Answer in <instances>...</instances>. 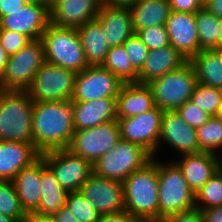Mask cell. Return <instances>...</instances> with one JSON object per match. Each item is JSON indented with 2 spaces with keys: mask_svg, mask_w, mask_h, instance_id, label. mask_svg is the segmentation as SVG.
Returning a JSON list of instances; mask_svg holds the SVG:
<instances>
[{
  "mask_svg": "<svg viewBox=\"0 0 222 222\" xmlns=\"http://www.w3.org/2000/svg\"><path fill=\"white\" fill-rule=\"evenodd\" d=\"M123 185L125 211L138 222H159L157 157L130 174Z\"/></svg>",
  "mask_w": 222,
  "mask_h": 222,
  "instance_id": "cell-2",
  "label": "cell"
},
{
  "mask_svg": "<svg viewBox=\"0 0 222 222\" xmlns=\"http://www.w3.org/2000/svg\"><path fill=\"white\" fill-rule=\"evenodd\" d=\"M41 41L45 62L76 73L89 66L76 28L60 27L49 23L42 34Z\"/></svg>",
  "mask_w": 222,
  "mask_h": 222,
  "instance_id": "cell-4",
  "label": "cell"
},
{
  "mask_svg": "<svg viewBox=\"0 0 222 222\" xmlns=\"http://www.w3.org/2000/svg\"><path fill=\"white\" fill-rule=\"evenodd\" d=\"M164 111L155 106L153 109L130 118H117L120 139L132 142L155 157Z\"/></svg>",
  "mask_w": 222,
  "mask_h": 222,
  "instance_id": "cell-12",
  "label": "cell"
},
{
  "mask_svg": "<svg viewBox=\"0 0 222 222\" xmlns=\"http://www.w3.org/2000/svg\"><path fill=\"white\" fill-rule=\"evenodd\" d=\"M53 216L56 222H79L66 206L61 207Z\"/></svg>",
  "mask_w": 222,
  "mask_h": 222,
  "instance_id": "cell-46",
  "label": "cell"
},
{
  "mask_svg": "<svg viewBox=\"0 0 222 222\" xmlns=\"http://www.w3.org/2000/svg\"><path fill=\"white\" fill-rule=\"evenodd\" d=\"M215 116L222 122V104L219 107L218 112Z\"/></svg>",
  "mask_w": 222,
  "mask_h": 222,
  "instance_id": "cell-55",
  "label": "cell"
},
{
  "mask_svg": "<svg viewBox=\"0 0 222 222\" xmlns=\"http://www.w3.org/2000/svg\"><path fill=\"white\" fill-rule=\"evenodd\" d=\"M97 222H138L135 218L129 215L125 210L109 213V214H100Z\"/></svg>",
  "mask_w": 222,
  "mask_h": 222,
  "instance_id": "cell-43",
  "label": "cell"
},
{
  "mask_svg": "<svg viewBox=\"0 0 222 222\" xmlns=\"http://www.w3.org/2000/svg\"><path fill=\"white\" fill-rule=\"evenodd\" d=\"M33 107L27 91L0 90V141L33 144Z\"/></svg>",
  "mask_w": 222,
  "mask_h": 222,
  "instance_id": "cell-3",
  "label": "cell"
},
{
  "mask_svg": "<svg viewBox=\"0 0 222 222\" xmlns=\"http://www.w3.org/2000/svg\"><path fill=\"white\" fill-rule=\"evenodd\" d=\"M0 213L16 222H24L27 216L21 206L13 181H0Z\"/></svg>",
  "mask_w": 222,
  "mask_h": 222,
  "instance_id": "cell-32",
  "label": "cell"
},
{
  "mask_svg": "<svg viewBox=\"0 0 222 222\" xmlns=\"http://www.w3.org/2000/svg\"><path fill=\"white\" fill-rule=\"evenodd\" d=\"M49 23L50 10L48 5L26 4L20 10L3 16L0 29L24 34L33 41L41 39Z\"/></svg>",
  "mask_w": 222,
  "mask_h": 222,
  "instance_id": "cell-16",
  "label": "cell"
},
{
  "mask_svg": "<svg viewBox=\"0 0 222 222\" xmlns=\"http://www.w3.org/2000/svg\"><path fill=\"white\" fill-rule=\"evenodd\" d=\"M136 0H101L102 4L108 6L130 7Z\"/></svg>",
  "mask_w": 222,
  "mask_h": 222,
  "instance_id": "cell-49",
  "label": "cell"
},
{
  "mask_svg": "<svg viewBox=\"0 0 222 222\" xmlns=\"http://www.w3.org/2000/svg\"><path fill=\"white\" fill-rule=\"evenodd\" d=\"M190 100L209 115L215 116L222 104V90L198 83Z\"/></svg>",
  "mask_w": 222,
  "mask_h": 222,
  "instance_id": "cell-35",
  "label": "cell"
},
{
  "mask_svg": "<svg viewBox=\"0 0 222 222\" xmlns=\"http://www.w3.org/2000/svg\"><path fill=\"white\" fill-rule=\"evenodd\" d=\"M203 222H222V206L201 210Z\"/></svg>",
  "mask_w": 222,
  "mask_h": 222,
  "instance_id": "cell-45",
  "label": "cell"
},
{
  "mask_svg": "<svg viewBox=\"0 0 222 222\" xmlns=\"http://www.w3.org/2000/svg\"><path fill=\"white\" fill-rule=\"evenodd\" d=\"M101 66L109 69L124 83H138V72L131 65L123 45L109 47Z\"/></svg>",
  "mask_w": 222,
  "mask_h": 222,
  "instance_id": "cell-31",
  "label": "cell"
},
{
  "mask_svg": "<svg viewBox=\"0 0 222 222\" xmlns=\"http://www.w3.org/2000/svg\"><path fill=\"white\" fill-rule=\"evenodd\" d=\"M189 62L198 83L222 90L221 49L200 50Z\"/></svg>",
  "mask_w": 222,
  "mask_h": 222,
  "instance_id": "cell-28",
  "label": "cell"
},
{
  "mask_svg": "<svg viewBox=\"0 0 222 222\" xmlns=\"http://www.w3.org/2000/svg\"><path fill=\"white\" fill-rule=\"evenodd\" d=\"M196 130L201 151L220 153L218 150H222V122L216 116H211L206 124Z\"/></svg>",
  "mask_w": 222,
  "mask_h": 222,
  "instance_id": "cell-33",
  "label": "cell"
},
{
  "mask_svg": "<svg viewBox=\"0 0 222 222\" xmlns=\"http://www.w3.org/2000/svg\"><path fill=\"white\" fill-rule=\"evenodd\" d=\"M136 34L149 51L170 45L166 25L151 26Z\"/></svg>",
  "mask_w": 222,
  "mask_h": 222,
  "instance_id": "cell-37",
  "label": "cell"
},
{
  "mask_svg": "<svg viewBox=\"0 0 222 222\" xmlns=\"http://www.w3.org/2000/svg\"><path fill=\"white\" fill-rule=\"evenodd\" d=\"M44 62V48L41 39L30 41L25 47L9 57L0 77L1 90L27 91L36 72Z\"/></svg>",
  "mask_w": 222,
  "mask_h": 222,
  "instance_id": "cell-7",
  "label": "cell"
},
{
  "mask_svg": "<svg viewBox=\"0 0 222 222\" xmlns=\"http://www.w3.org/2000/svg\"><path fill=\"white\" fill-rule=\"evenodd\" d=\"M101 0H63L50 10V23L60 27L78 28L96 19Z\"/></svg>",
  "mask_w": 222,
  "mask_h": 222,
  "instance_id": "cell-19",
  "label": "cell"
},
{
  "mask_svg": "<svg viewBox=\"0 0 222 222\" xmlns=\"http://www.w3.org/2000/svg\"><path fill=\"white\" fill-rule=\"evenodd\" d=\"M31 40L24 34L0 29V45L5 49L9 56L14 55L25 47Z\"/></svg>",
  "mask_w": 222,
  "mask_h": 222,
  "instance_id": "cell-40",
  "label": "cell"
},
{
  "mask_svg": "<svg viewBox=\"0 0 222 222\" xmlns=\"http://www.w3.org/2000/svg\"><path fill=\"white\" fill-rule=\"evenodd\" d=\"M24 222H56L53 215H41L36 212L27 213Z\"/></svg>",
  "mask_w": 222,
  "mask_h": 222,
  "instance_id": "cell-47",
  "label": "cell"
},
{
  "mask_svg": "<svg viewBox=\"0 0 222 222\" xmlns=\"http://www.w3.org/2000/svg\"><path fill=\"white\" fill-rule=\"evenodd\" d=\"M151 159L152 156L141 146L120 139L93 164V168L98 176L123 182Z\"/></svg>",
  "mask_w": 222,
  "mask_h": 222,
  "instance_id": "cell-8",
  "label": "cell"
},
{
  "mask_svg": "<svg viewBox=\"0 0 222 222\" xmlns=\"http://www.w3.org/2000/svg\"><path fill=\"white\" fill-rule=\"evenodd\" d=\"M196 27L201 50L220 49L221 19L204 6L195 13Z\"/></svg>",
  "mask_w": 222,
  "mask_h": 222,
  "instance_id": "cell-30",
  "label": "cell"
},
{
  "mask_svg": "<svg viewBox=\"0 0 222 222\" xmlns=\"http://www.w3.org/2000/svg\"><path fill=\"white\" fill-rule=\"evenodd\" d=\"M171 11L196 13L204 4L201 0H168Z\"/></svg>",
  "mask_w": 222,
  "mask_h": 222,
  "instance_id": "cell-42",
  "label": "cell"
},
{
  "mask_svg": "<svg viewBox=\"0 0 222 222\" xmlns=\"http://www.w3.org/2000/svg\"><path fill=\"white\" fill-rule=\"evenodd\" d=\"M0 222H16V221L14 219H12L8 216L2 215L0 213Z\"/></svg>",
  "mask_w": 222,
  "mask_h": 222,
  "instance_id": "cell-53",
  "label": "cell"
},
{
  "mask_svg": "<svg viewBox=\"0 0 222 222\" xmlns=\"http://www.w3.org/2000/svg\"><path fill=\"white\" fill-rule=\"evenodd\" d=\"M63 0H47L48 9L51 10L56 4Z\"/></svg>",
  "mask_w": 222,
  "mask_h": 222,
  "instance_id": "cell-52",
  "label": "cell"
},
{
  "mask_svg": "<svg viewBox=\"0 0 222 222\" xmlns=\"http://www.w3.org/2000/svg\"><path fill=\"white\" fill-rule=\"evenodd\" d=\"M164 142L181 156L201 152L196 128L189 126L176 110L164 111L162 115L157 151Z\"/></svg>",
  "mask_w": 222,
  "mask_h": 222,
  "instance_id": "cell-15",
  "label": "cell"
},
{
  "mask_svg": "<svg viewBox=\"0 0 222 222\" xmlns=\"http://www.w3.org/2000/svg\"><path fill=\"white\" fill-rule=\"evenodd\" d=\"M119 140V125L117 120H113L92 128L75 130L67 149L94 164L114 148Z\"/></svg>",
  "mask_w": 222,
  "mask_h": 222,
  "instance_id": "cell-10",
  "label": "cell"
},
{
  "mask_svg": "<svg viewBox=\"0 0 222 222\" xmlns=\"http://www.w3.org/2000/svg\"><path fill=\"white\" fill-rule=\"evenodd\" d=\"M212 14L222 19V0H209L204 4Z\"/></svg>",
  "mask_w": 222,
  "mask_h": 222,
  "instance_id": "cell-48",
  "label": "cell"
},
{
  "mask_svg": "<svg viewBox=\"0 0 222 222\" xmlns=\"http://www.w3.org/2000/svg\"><path fill=\"white\" fill-rule=\"evenodd\" d=\"M181 158L175 163L195 194L218 171V154L201 151L183 154Z\"/></svg>",
  "mask_w": 222,
  "mask_h": 222,
  "instance_id": "cell-23",
  "label": "cell"
},
{
  "mask_svg": "<svg viewBox=\"0 0 222 222\" xmlns=\"http://www.w3.org/2000/svg\"><path fill=\"white\" fill-rule=\"evenodd\" d=\"M96 19L100 22L109 47L123 45L135 34L129 7L101 4Z\"/></svg>",
  "mask_w": 222,
  "mask_h": 222,
  "instance_id": "cell-18",
  "label": "cell"
},
{
  "mask_svg": "<svg viewBox=\"0 0 222 222\" xmlns=\"http://www.w3.org/2000/svg\"><path fill=\"white\" fill-rule=\"evenodd\" d=\"M81 40L84 55L89 66L102 65L109 46L104 30L97 19L87 21L76 28Z\"/></svg>",
  "mask_w": 222,
  "mask_h": 222,
  "instance_id": "cell-26",
  "label": "cell"
},
{
  "mask_svg": "<svg viewBox=\"0 0 222 222\" xmlns=\"http://www.w3.org/2000/svg\"><path fill=\"white\" fill-rule=\"evenodd\" d=\"M65 206L79 222H97L100 216L80 191L68 192Z\"/></svg>",
  "mask_w": 222,
  "mask_h": 222,
  "instance_id": "cell-36",
  "label": "cell"
},
{
  "mask_svg": "<svg viewBox=\"0 0 222 222\" xmlns=\"http://www.w3.org/2000/svg\"><path fill=\"white\" fill-rule=\"evenodd\" d=\"M40 155L31 143L0 141V181H12Z\"/></svg>",
  "mask_w": 222,
  "mask_h": 222,
  "instance_id": "cell-21",
  "label": "cell"
},
{
  "mask_svg": "<svg viewBox=\"0 0 222 222\" xmlns=\"http://www.w3.org/2000/svg\"><path fill=\"white\" fill-rule=\"evenodd\" d=\"M222 155V153H220ZM218 170L222 173V156L220 157L218 154Z\"/></svg>",
  "mask_w": 222,
  "mask_h": 222,
  "instance_id": "cell-54",
  "label": "cell"
},
{
  "mask_svg": "<svg viewBox=\"0 0 222 222\" xmlns=\"http://www.w3.org/2000/svg\"><path fill=\"white\" fill-rule=\"evenodd\" d=\"M27 4L47 5V0H25Z\"/></svg>",
  "mask_w": 222,
  "mask_h": 222,
  "instance_id": "cell-51",
  "label": "cell"
},
{
  "mask_svg": "<svg viewBox=\"0 0 222 222\" xmlns=\"http://www.w3.org/2000/svg\"><path fill=\"white\" fill-rule=\"evenodd\" d=\"M188 60L173 46H164L148 52L141 70L138 72V83L148 84L152 80L176 70Z\"/></svg>",
  "mask_w": 222,
  "mask_h": 222,
  "instance_id": "cell-25",
  "label": "cell"
},
{
  "mask_svg": "<svg viewBox=\"0 0 222 222\" xmlns=\"http://www.w3.org/2000/svg\"><path fill=\"white\" fill-rule=\"evenodd\" d=\"M73 126L75 130L92 128L108 121L117 120L116 97L100 98L92 101H71Z\"/></svg>",
  "mask_w": 222,
  "mask_h": 222,
  "instance_id": "cell-20",
  "label": "cell"
},
{
  "mask_svg": "<svg viewBox=\"0 0 222 222\" xmlns=\"http://www.w3.org/2000/svg\"><path fill=\"white\" fill-rule=\"evenodd\" d=\"M160 222H203V215L199 208L181 211L163 218Z\"/></svg>",
  "mask_w": 222,
  "mask_h": 222,
  "instance_id": "cell-41",
  "label": "cell"
},
{
  "mask_svg": "<svg viewBox=\"0 0 222 222\" xmlns=\"http://www.w3.org/2000/svg\"><path fill=\"white\" fill-rule=\"evenodd\" d=\"M40 156L67 192L80 191L81 186L94 173L91 162L67 148L45 152Z\"/></svg>",
  "mask_w": 222,
  "mask_h": 222,
  "instance_id": "cell-11",
  "label": "cell"
},
{
  "mask_svg": "<svg viewBox=\"0 0 222 222\" xmlns=\"http://www.w3.org/2000/svg\"><path fill=\"white\" fill-rule=\"evenodd\" d=\"M202 1V3L203 4H205L207 1H209V0H201Z\"/></svg>",
  "mask_w": 222,
  "mask_h": 222,
  "instance_id": "cell-57",
  "label": "cell"
},
{
  "mask_svg": "<svg viewBox=\"0 0 222 222\" xmlns=\"http://www.w3.org/2000/svg\"><path fill=\"white\" fill-rule=\"evenodd\" d=\"M31 123L33 145L40 154L68 148L75 132L71 101L34 102Z\"/></svg>",
  "mask_w": 222,
  "mask_h": 222,
  "instance_id": "cell-1",
  "label": "cell"
},
{
  "mask_svg": "<svg viewBox=\"0 0 222 222\" xmlns=\"http://www.w3.org/2000/svg\"><path fill=\"white\" fill-rule=\"evenodd\" d=\"M124 82L101 65L88 66L76 74L71 101H92L117 97Z\"/></svg>",
  "mask_w": 222,
  "mask_h": 222,
  "instance_id": "cell-13",
  "label": "cell"
},
{
  "mask_svg": "<svg viewBox=\"0 0 222 222\" xmlns=\"http://www.w3.org/2000/svg\"><path fill=\"white\" fill-rule=\"evenodd\" d=\"M176 111L189 126L196 129L206 124L211 118V115L199 108L191 100L186 101Z\"/></svg>",
  "mask_w": 222,
  "mask_h": 222,
  "instance_id": "cell-39",
  "label": "cell"
},
{
  "mask_svg": "<svg viewBox=\"0 0 222 222\" xmlns=\"http://www.w3.org/2000/svg\"><path fill=\"white\" fill-rule=\"evenodd\" d=\"M80 192L99 214L125 210L123 182L93 173L81 186Z\"/></svg>",
  "mask_w": 222,
  "mask_h": 222,
  "instance_id": "cell-14",
  "label": "cell"
},
{
  "mask_svg": "<svg viewBox=\"0 0 222 222\" xmlns=\"http://www.w3.org/2000/svg\"><path fill=\"white\" fill-rule=\"evenodd\" d=\"M68 192L58 183L52 170L46 166L41 176V199L35 211L41 215H53L66 204Z\"/></svg>",
  "mask_w": 222,
  "mask_h": 222,
  "instance_id": "cell-29",
  "label": "cell"
},
{
  "mask_svg": "<svg viewBox=\"0 0 222 222\" xmlns=\"http://www.w3.org/2000/svg\"><path fill=\"white\" fill-rule=\"evenodd\" d=\"M123 46L128 55L133 68L139 72L148 55L147 46L141 41L137 34H133L124 43Z\"/></svg>",
  "mask_w": 222,
  "mask_h": 222,
  "instance_id": "cell-38",
  "label": "cell"
},
{
  "mask_svg": "<svg viewBox=\"0 0 222 222\" xmlns=\"http://www.w3.org/2000/svg\"><path fill=\"white\" fill-rule=\"evenodd\" d=\"M129 8L135 34L151 26L166 25L171 11L168 0H136Z\"/></svg>",
  "mask_w": 222,
  "mask_h": 222,
  "instance_id": "cell-27",
  "label": "cell"
},
{
  "mask_svg": "<svg viewBox=\"0 0 222 222\" xmlns=\"http://www.w3.org/2000/svg\"><path fill=\"white\" fill-rule=\"evenodd\" d=\"M76 74L73 70L44 62L27 92L33 102L71 101Z\"/></svg>",
  "mask_w": 222,
  "mask_h": 222,
  "instance_id": "cell-9",
  "label": "cell"
},
{
  "mask_svg": "<svg viewBox=\"0 0 222 222\" xmlns=\"http://www.w3.org/2000/svg\"><path fill=\"white\" fill-rule=\"evenodd\" d=\"M9 55L5 51V49L0 45V77L2 73L4 72L5 66L7 65V62L9 60Z\"/></svg>",
  "mask_w": 222,
  "mask_h": 222,
  "instance_id": "cell-50",
  "label": "cell"
},
{
  "mask_svg": "<svg viewBox=\"0 0 222 222\" xmlns=\"http://www.w3.org/2000/svg\"><path fill=\"white\" fill-rule=\"evenodd\" d=\"M166 28L170 45L188 61L201 50L195 13L170 11Z\"/></svg>",
  "mask_w": 222,
  "mask_h": 222,
  "instance_id": "cell-17",
  "label": "cell"
},
{
  "mask_svg": "<svg viewBox=\"0 0 222 222\" xmlns=\"http://www.w3.org/2000/svg\"><path fill=\"white\" fill-rule=\"evenodd\" d=\"M221 23H222V19H221ZM220 49H222V27H221V41H220Z\"/></svg>",
  "mask_w": 222,
  "mask_h": 222,
  "instance_id": "cell-56",
  "label": "cell"
},
{
  "mask_svg": "<svg viewBox=\"0 0 222 222\" xmlns=\"http://www.w3.org/2000/svg\"><path fill=\"white\" fill-rule=\"evenodd\" d=\"M159 222L172 214L195 207V193L188 186L182 170L173 160H158Z\"/></svg>",
  "mask_w": 222,
  "mask_h": 222,
  "instance_id": "cell-5",
  "label": "cell"
},
{
  "mask_svg": "<svg viewBox=\"0 0 222 222\" xmlns=\"http://www.w3.org/2000/svg\"><path fill=\"white\" fill-rule=\"evenodd\" d=\"M198 80L189 61L180 68L152 80L155 106L163 111H174L191 99Z\"/></svg>",
  "mask_w": 222,
  "mask_h": 222,
  "instance_id": "cell-6",
  "label": "cell"
},
{
  "mask_svg": "<svg viewBox=\"0 0 222 222\" xmlns=\"http://www.w3.org/2000/svg\"><path fill=\"white\" fill-rule=\"evenodd\" d=\"M155 107L153 92L148 84L124 83L116 97V117L130 118Z\"/></svg>",
  "mask_w": 222,
  "mask_h": 222,
  "instance_id": "cell-24",
  "label": "cell"
},
{
  "mask_svg": "<svg viewBox=\"0 0 222 222\" xmlns=\"http://www.w3.org/2000/svg\"><path fill=\"white\" fill-rule=\"evenodd\" d=\"M222 206V173L218 170L195 194V207L200 210Z\"/></svg>",
  "mask_w": 222,
  "mask_h": 222,
  "instance_id": "cell-34",
  "label": "cell"
},
{
  "mask_svg": "<svg viewBox=\"0 0 222 222\" xmlns=\"http://www.w3.org/2000/svg\"><path fill=\"white\" fill-rule=\"evenodd\" d=\"M45 160L40 156L28 167L23 168L12 180L22 208L26 213L35 212L41 199V176L46 167Z\"/></svg>",
  "mask_w": 222,
  "mask_h": 222,
  "instance_id": "cell-22",
  "label": "cell"
},
{
  "mask_svg": "<svg viewBox=\"0 0 222 222\" xmlns=\"http://www.w3.org/2000/svg\"><path fill=\"white\" fill-rule=\"evenodd\" d=\"M27 3L25 0H0L1 18L7 16L10 12H15L23 8Z\"/></svg>",
  "mask_w": 222,
  "mask_h": 222,
  "instance_id": "cell-44",
  "label": "cell"
}]
</instances>
